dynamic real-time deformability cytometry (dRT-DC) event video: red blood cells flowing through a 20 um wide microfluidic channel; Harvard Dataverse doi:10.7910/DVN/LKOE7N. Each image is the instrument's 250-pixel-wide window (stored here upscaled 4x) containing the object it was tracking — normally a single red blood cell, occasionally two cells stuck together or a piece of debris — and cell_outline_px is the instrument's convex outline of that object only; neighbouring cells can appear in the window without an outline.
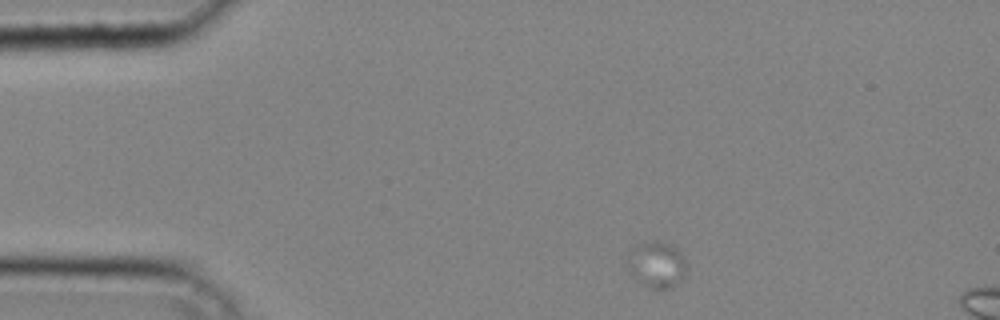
{"species": "common noctule bat (a hibernating species)", "species_latin": "Nyctalus noctula", "temperature_condition": "cold", "stored_images_in_passage": 6, "camera_frame_rate_fps": 3000, "um_per_image_px": 0.085, "animal": {"sex": "male", "body_mass_g": 20.4}, "frame": {"image": 1, "passage_image": 1, "time_ms": 0.0, "image_size_px": [1000, 320], "cell_outline_px": [[688, 268], [684, 276], [672, 288], [652, 288], [636, 280], [628, 272], [628, 252], [636, 244], [668, 244], [676, 248], [684, 256]], "centroid_in_image_um": [55.83, 22.53], "position_along_channel_um": 29.2, "area_um2": 15.61}}